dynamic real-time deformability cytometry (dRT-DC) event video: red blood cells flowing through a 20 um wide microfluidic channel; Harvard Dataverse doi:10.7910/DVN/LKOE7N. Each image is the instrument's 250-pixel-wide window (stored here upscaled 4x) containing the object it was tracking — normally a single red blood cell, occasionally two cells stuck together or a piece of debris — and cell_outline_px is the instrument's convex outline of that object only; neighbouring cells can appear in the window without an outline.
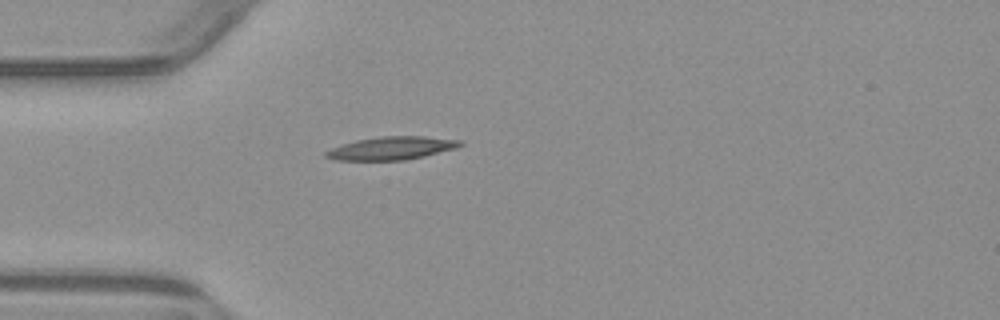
{"species": "common noctule bat (a hibernating species)", "species_latin": "Nyctalus noctula", "temperature_condition": "warm", "stored_images_in_passage": 1, "camera_frame_rate_fps": 3000, "um_per_image_px": 0.085, "animal": {"sex": "male", "body_mass_g": 23.1, "forearm_length_mm": 52.7}, "frame": {"image": 1, "passage_image": 1, "time_ms": 0.0, "image_size_px": [1000, 320], "cell_outline_px": [[464, 144], [456, 148], [424, 156], [404, 160], [336, 160], [324, 156], [324, 152], [332, 148], [356, 140], [380, 136], [424, 136], [460, 140]], "centroid_in_image_um": [33.29, 12.59], "position_along_channel_um": 51.7, "area_um2": 17.92}}